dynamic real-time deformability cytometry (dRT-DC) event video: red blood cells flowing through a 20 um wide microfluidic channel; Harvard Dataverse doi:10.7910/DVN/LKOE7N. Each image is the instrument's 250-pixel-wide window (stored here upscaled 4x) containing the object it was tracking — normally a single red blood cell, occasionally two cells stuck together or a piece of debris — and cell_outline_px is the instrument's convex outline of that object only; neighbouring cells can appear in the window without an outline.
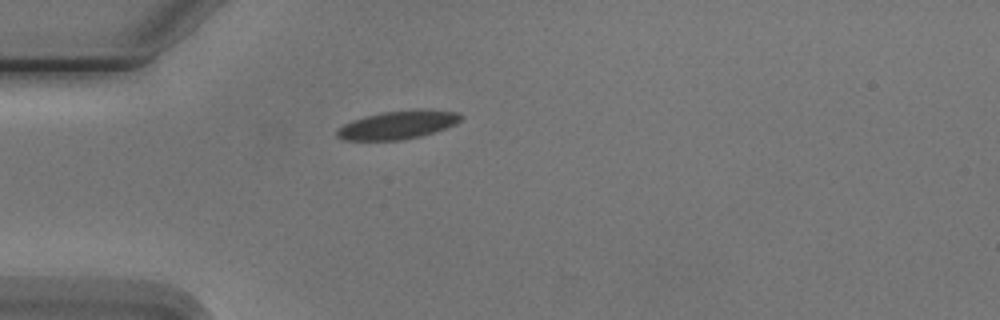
{"species": "Egyptian fruit bat (a non-hibernating species)", "species_latin": "Rousettus aegyptiacus", "temperature_condition": "cold", "stored_images_in_passage": 1, "camera_frame_rate_fps": 3000, "um_per_image_px": 0.085, "animal": {"sex": "male"}, "frame": {"image": 1, "passage_image": 1, "time_ms": 0.0, "image_size_px": [1000, 320], "cell_outline_px": [[464, 116], [456, 124], [420, 136], [404, 140], [344, 140], [336, 136], [336, 132], [344, 124], [352, 120], [384, 112], [428, 108], [460, 112]], "centroid_in_image_um": [33.87, 10.6], "position_along_channel_um": 51.1, "area_um2": 20.4}}